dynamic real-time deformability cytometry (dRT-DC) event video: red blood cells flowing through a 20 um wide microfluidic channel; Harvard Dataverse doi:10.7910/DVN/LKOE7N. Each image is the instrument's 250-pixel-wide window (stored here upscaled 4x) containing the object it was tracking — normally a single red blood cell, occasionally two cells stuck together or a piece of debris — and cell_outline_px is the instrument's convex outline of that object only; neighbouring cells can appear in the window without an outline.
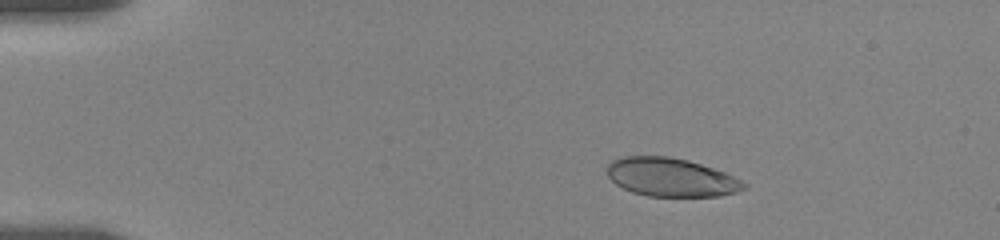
{"species": "human", "species_latin": "Homo sapiens", "temperature_condition": "room temperature", "stored_images_in_passage": 6, "camera_frame_rate_fps": 3000, "um_per_image_px": 0.085, "donor": {"sex": "female"}, "frame": {"image": 1, "passage_image": 3, "time_ms": 2.333, "image_size_px": [1000, 240], "cell_outline_px": [[748, 188], [736, 192], [720, 196], [648, 196], [632, 192], [616, 184], [608, 176], [604, 168], [612, 160], [624, 156], [668, 156], [688, 160], [724, 172], [748, 184]], "centroid_in_image_um": [57.02, 15.07], "position_along_channel_um": 28.0, "area_um2": 30.75}}